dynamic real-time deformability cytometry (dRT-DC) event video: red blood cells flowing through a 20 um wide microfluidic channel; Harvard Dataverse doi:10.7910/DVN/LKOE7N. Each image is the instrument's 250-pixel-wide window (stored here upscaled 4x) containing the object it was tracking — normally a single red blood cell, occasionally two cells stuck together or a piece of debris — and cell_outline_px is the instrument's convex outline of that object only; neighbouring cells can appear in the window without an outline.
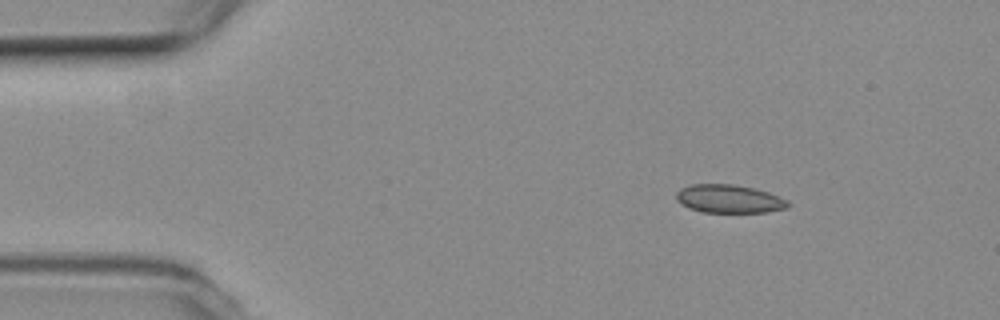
{"species": "common noctule bat (a hibernating species)", "species_latin": "Nyctalus noctula", "temperature_condition": "room temperature", "stored_images_in_passage": 29, "camera_frame_rate_fps": 3000, "um_per_image_px": 0.085, "animal": {"sex": "female", "body_mass_g": 19.3, "forearm_length_mm": 54.1}, "frame": {"image": 1, "passage_image": 1, "time_ms": 0.0, "image_size_px": [1000, 320], "cell_outline_px": [[788, 208], [768, 212], [700, 212], [688, 208], [680, 204], [676, 200], [676, 192], [680, 188], [692, 184], [732, 184], [752, 188], [768, 192], [788, 200]], "centroid_in_image_um": [61.93, 16.91], "position_along_channel_um": 23.1, "area_um2": 18.5}}
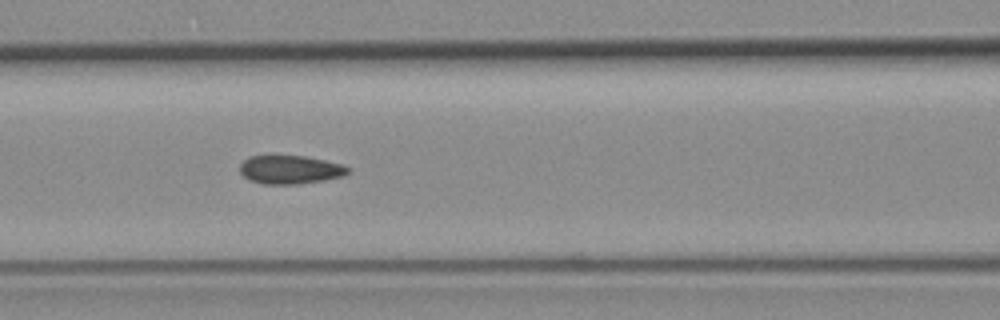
{"frame": {"image": 2, "passage_image": 16, "time_ms": 5.0, "image_size_px": [1000, 320], "cell_outline_px": [[352, 168], [344, 176], [324, 180], [300, 184], [264, 184], [248, 180], [240, 172], [240, 164], [248, 156], [304, 156], [324, 160], [340, 164]], "centroid_in_image_um": [24.66, 14.43], "position_along_channel_um": 141.9, "area_um2": 17.98}}
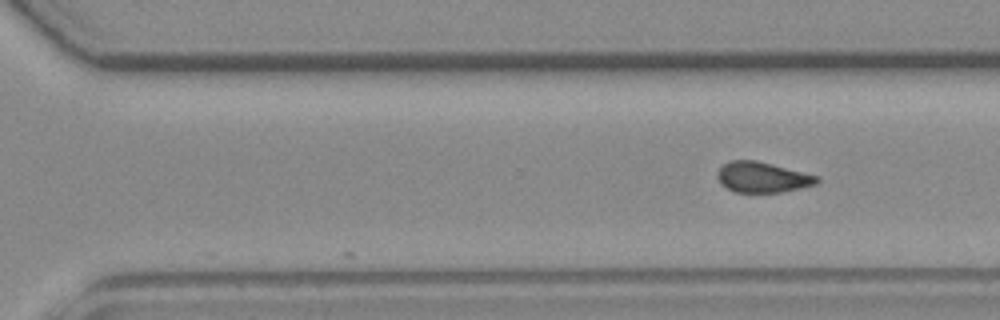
{"frame": {"image": 3, "passage_image": 29, "time_ms": 9.333, "image_size_px": [1000, 320], "cell_outline_px": [[820, 180], [816, 184], [800, 188], [780, 192], [736, 192], [720, 184], [716, 176], [716, 172], [724, 164], [732, 160], [756, 160], [820, 176]], "centroid_in_image_um": [64.8, 15.06], "position_along_channel_um": 305.8, "area_um2": 17.69}}